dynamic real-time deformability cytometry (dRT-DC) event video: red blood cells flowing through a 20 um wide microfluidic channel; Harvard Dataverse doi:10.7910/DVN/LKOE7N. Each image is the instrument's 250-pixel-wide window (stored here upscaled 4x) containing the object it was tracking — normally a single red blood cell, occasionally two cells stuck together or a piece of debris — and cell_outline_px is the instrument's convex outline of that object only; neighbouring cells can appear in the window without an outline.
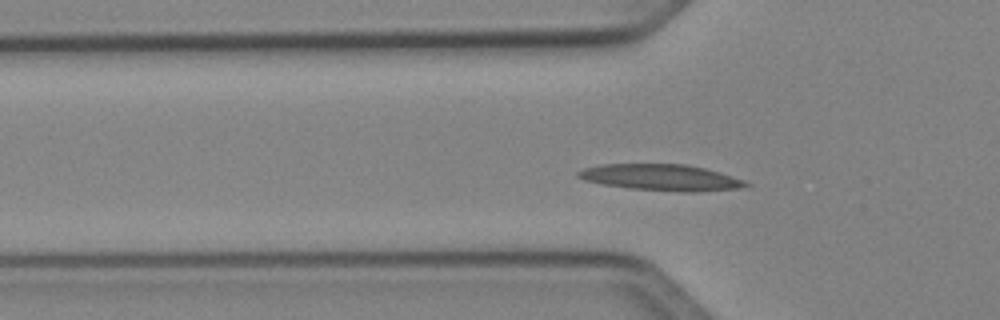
{"species": "Egyptian fruit bat (a non-hibernating species)", "species_latin": "Rousettus aegyptiacus", "temperature_condition": "cold", "stored_images_in_passage": 37, "segment_of_instrument_passage": [1, 2], "camera_frame_rate_fps": 3000, "um_per_image_px": 0.085, "animal": {"sex": "female"}, "frame": {"image": 1, "passage_image": 2, "time_ms": 0.333, "image_size_px": [1000, 320], "cell_outline_px": [[752, 184], [740, 188], [696, 192], [688, 192], [628, 188], [604, 184], [584, 180], [576, 176], [576, 172], [584, 168], [600, 164], [684, 164], [704, 168], [720, 172], [744, 180]], "centroid_in_image_um": [56.19, 15.08], "position_along_channel_um": 69.6, "area_um2": 25.61}}
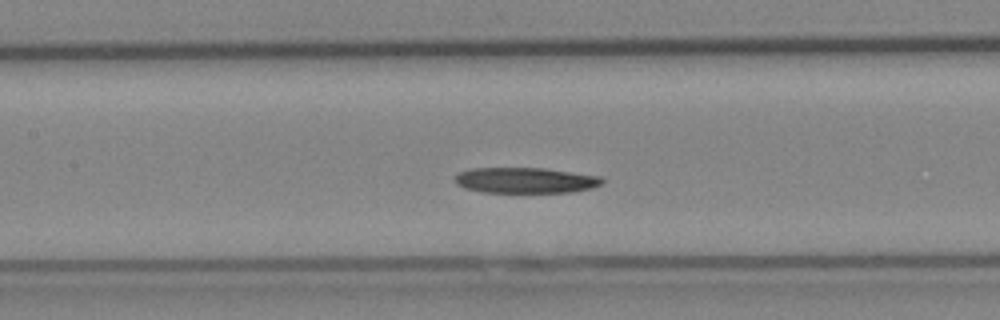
{"frame": {"image": 2, "passage_image": 9, "time_ms": 2.667, "image_size_px": [1000, 320], "cell_outline_px": [[604, 180], [600, 184], [592, 188], [572, 192], [484, 192], [464, 188], [456, 184], [456, 176], [460, 172], [472, 168], [544, 168], [604, 176]], "centroid_in_image_um": [44.71, 15.32], "position_along_channel_um": 162.7, "area_um2": 22.02}}
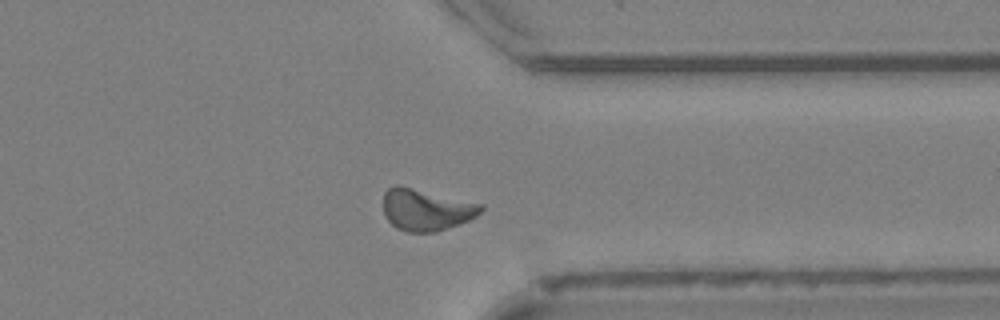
{"frame": {"image": 3, "passage_image": 25, "time_ms": 8.0, "image_size_px": [1000, 320], "cell_outline_px": [[484, 208], [476, 216], [468, 220], [436, 232], [408, 232], [396, 228], [384, 216], [384, 192], [388, 188], [408, 188], [484, 204]], "centroid_in_image_um": [36.23, 17.87], "position_along_channel_um": 375.2, "area_um2": 22.95}}